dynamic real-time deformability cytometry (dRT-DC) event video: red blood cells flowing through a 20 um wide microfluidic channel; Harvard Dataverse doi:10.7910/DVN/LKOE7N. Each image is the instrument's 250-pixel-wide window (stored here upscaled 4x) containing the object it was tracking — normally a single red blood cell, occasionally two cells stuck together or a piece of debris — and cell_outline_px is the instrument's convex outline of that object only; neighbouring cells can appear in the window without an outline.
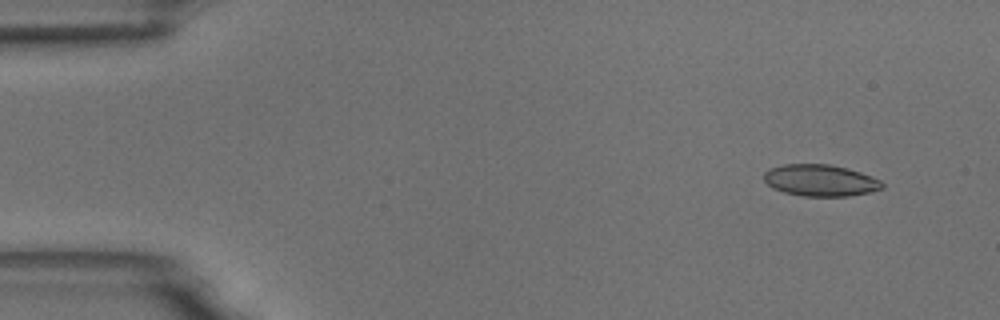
{"species": "common noctule bat (a hibernating species)", "species_latin": "Nyctalus noctula", "temperature_condition": "room temperature", "stored_images_in_passage": 54, "camera_frame_rate_fps": 3000, "um_per_image_px": 0.085, "animal": {"sex": "male", "body_mass_g": 18.8}, "frame": {"image": 1, "passage_image": 4, "time_ms": 1.0, "image_size_px": [1000, 320], "cell_outline_px": [[884, 188], [868, 192], [848, 196], [800, 196], [784, 192], [772, 188], [764, 180], [764, 172], [768, 168], [784, 164], [828, 164], [848, 168], [872, 176], [880, 180], [884, 184]], "centroid_in_image_um": [69.71, 15.33], "position_along_channel_um": 15.3, "area_um2": 21.91}}
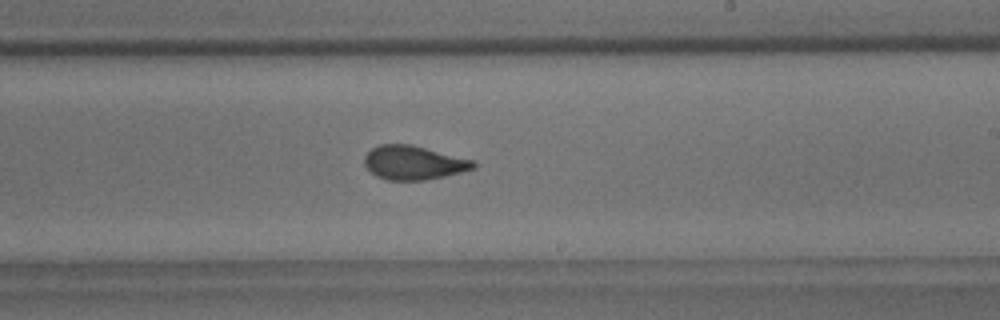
{"frame": {"image": 2, "passage_image": 32, "time_ms": 10.333, "image_size_px": [1000, 320], "cell_outline_px": [[476, 168], [444, 176], [424, 180], [388, 180], [376, 176], [364, 164], [364, 156], [372, 148], [380, 144], [412, 144], [476, 160]], "centroid_in_image_um": [35.19, 13.81], "position_along_channel_um": 253.8, "area_um2": 21.68}}
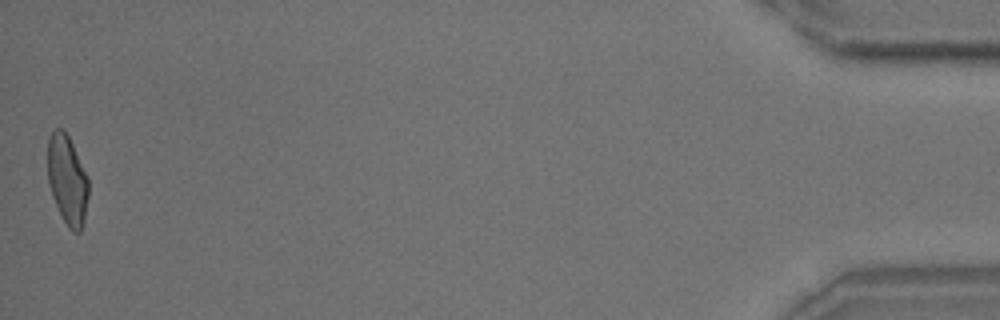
{"frame": {"image": 3, "passage_image": 54, "time_ms": 17.667, "image_size_px": [1000, 320], "cell_outline_px": [[88, 196], [84, 220], [80, 232], [72, 232], [68, 228], [52, 196], [48, 180], [48, 136], [56, 128], [60, 128], [68, 136], [72, 144], [88, 180]], "centroid_in_image_um": [5.71, 15.31], "position_along_channel_um": 429.5, "area_um2": 20.81}, "authors_computed_cell_mechanics": {"area_um2": 21.675, "velocity_mm_per_s": 3.6815, "shape_relaxation_time_tau1_ms": 3.8429, "shape_relaxation_time_tau2_ms": 0.8869, "deformation_change_tau1": 0.1361, "deformation_change_tau2": 0.0604}}